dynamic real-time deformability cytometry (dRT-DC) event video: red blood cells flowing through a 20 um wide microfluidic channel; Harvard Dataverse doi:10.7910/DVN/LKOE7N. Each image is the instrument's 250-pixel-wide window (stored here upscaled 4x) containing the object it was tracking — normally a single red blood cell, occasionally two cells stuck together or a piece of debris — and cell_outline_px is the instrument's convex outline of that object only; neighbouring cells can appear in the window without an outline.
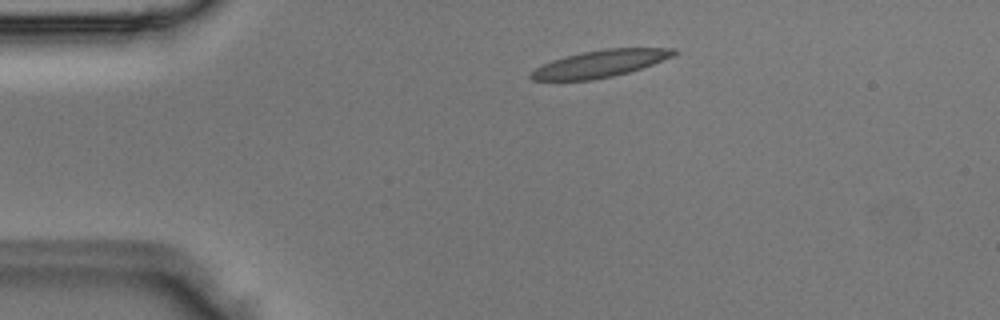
{"species": "Egyptian fruit bat (a non-hibernating species)", "species_latin": "Rousettus aegyptiacus", "temperature_condition": "room temperature", "stored_images_in_passage": 2, "camera_frame_rate_fps": 3000, "um_per_image_px": 0.085, "animal": {"sex": "male"}, "frame": {"image": 1, "passage_image": 1, "time_ms": 0.0, "image_size_px": [1000, 320], "cell_outline_px": [[680, 52], [676, 56], [628, 72], [612, 76], [592, 80], [532, 80], [528, 76], [536, 68], [552, 60], [564, 56], [604, 48], [676, 48]], "centroid_in_image_um": [51.06, 5.4], "position_along_channel_um": 33.9, "area_um2": 22.48}}